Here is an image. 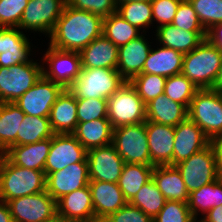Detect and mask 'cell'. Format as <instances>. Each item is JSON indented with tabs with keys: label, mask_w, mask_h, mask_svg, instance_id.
<instances>
[{
	"label": "cell",
	"mask_w": 222,
	"mask_h": 222,
	"mask_svg": "<svg viewBox=\"0 0 222 222\" xmlns=\"http://www.w3.org/2000/svg\"><path fill=\"white\" fill-rule=\"evenodd\" d=\"M103 18L66 3L50 34V46L63 51H78L102 35Z\"/></svg>",
	"instance_id": "obj_1"
},
{
	"label": "cell",
	"mask_w": 222,
	"mask_h": 222,
	"mask_svg": "<svg viewBox=\"0 0 222 222\" xmlns=\"http://www.w3.org/2000/svg\"><path fill=\"white\" fill-rule=\"evenodd\" d=\"M46 191V175L43 171L27 169L13 164L4 154L0 155V200Z\"/></svg>",
	"instance_id": "obj_2"
},
{
	"label": "cell",
	"mask_w": 222,
	"mask_h": 222,
	"mask_svg": "<svg viewBox=\"0 0 222 222\" xmlns=\"http://www.w3.org/2000/svg\"><path fill=\"white\" fill-rule=\"evenodd\" d=\"M222 51L207 39L184 54L182 74L198 89H213L221 65Z\"/></svg>",
	"instance_id": "obj_3"
},
{
	"label": "cell",
	"mask_w": 222,
	"mask_h": 222,
	"mask_svg": "<svg viewBox=\"0 0 222 222\" xmlns=\"http://www.w3.org/2000/svg\"><path fill=\"white\" fill-rule=\"evenodd\" d=\"M125 82L116 69L81 68L78 78L68 89L76 99H108Z\"/></svg>",
	"instance_id": "obj_4"
},
{
	"label": "cell",
	"mask_w": 222,
	"mask_h": 222,
	"mask_svg": "<svg viewBox=\"0 0 222 222\" xmlns=\"http://www.w3.org/2000/svg\"><path fill=\"white\" fill-rule=\"evenodd\" d=\"M188 118L210 139L222 136V96L219 90L199 89L188 107Z\"/></svg>",
	"instance_id": "obj_5"
},
{
	"label": "cell",
	"mask_w": 222,
	"mask_h": 222,
	"mask_svg": "<svg viewBox=\"0 0 222 222\" xmlns=\"http://www.w3.org/2000/svg\"><path fill=\"white\" fill-rule=\"evenodd\" d=\"M107 119L113 128L146 122V104L129 81L108 99Z\"/></svg>",
	"instance_id": "obj_6"
},
{
	"label": "cell",
	"mask_w": 222,
	"mask_h": 222,
	"mask_svg": "<svg viewBox=\"0 0 222 222\" xmlns=\"http://www.w3.org/2000/svg\"><path fill=\"white\" fill-rule=\"evenodd\" d=\"M112 145L125 163L151 165L146 122L114 128Z\"/></svg>",
	"instance_id": "obj_7"
},
{
	"label": "cell",
	"mask_w": 222,
	"mask_h": 222,
	"mask_svg": "<svg viewBox=\"0 0 222 222\" xmlns=\"http://www.w3.org/2000/svg\"><path fill=\"white\" fill-rule=\"evenodd\" d=\"M37 62H23L10 68L0 67V103L15 102L43 75Z\"/></svg>",
	"instance_id": "obj_8"
},
{
	"label": "cell",
	"mask_w": 222,
	"mask_h": 222,
	"mask_svg": "<svg viewBox=\"0 0 222 222\" xmlns=\"http://www.w3.org/2000/svg\"><path fill=\"white\" fill-rule=\"evenodd\" d=\"M175 166L180 171L189 193L212 183L220 177L216 154L211 143Z\"/></svg>",
	"instance_id": "obj_9"
},
{
	"label": "cell",
	"mask_w": 222,
	"mask_h": 222,
	"mask_svg": "<svg viewBox=\"0 0 222 222\" xmlns=\"http://www.w3.org/2000/svg\"><path fill=\"white\" fill-rule=\"evenodd\" d=\"M14 222H43L57 215L56 201L43 191L7 202Z\"/></svg>",
	"instance_id": "obj_10"
},
{
	"label": "cell",
	"mask_w": 222,
	"mask_h": 222,
	"mask_svg": "<svg viewBox=\"0 0 222 222\" xmlns=\"http://www.w3.org/2000/svg\"><path fill=\"white\" fill-rule=\"evenodd\" d=\"M63 90L64 88L60 84L42 75L35 85L13 103L16 104L25 115L49 117L53 104Z\"/></svg>",
	"instance_id": "obj_11"
},
{
	"label": "cell",
	"mask_w": 222,
	"mask_h": 222,
	"mask_svg": "<svg viewBox=\"0 0 222 222\" xmlns=\"http://www.w3.org/2000/svg\"><path fill=\"white\" fill-rule=\"evenodd\" d=\"M66 3L67 0H29L18 28L50 35Z\"/></svg>",
	"instance_id": "obj_12"
},
{
	"label": "cell",
	"mask_w": 222,
	"mask_h": 222,
	"mask_svg": "<svg viewBox=\"0 0 222 222\" xmlns=\"http://www.w3.org/2000/svg\"><path fill=\"white\" fill-rule=\"evenodd\" d=\"M43 61H48L49 64V71L43 67V76L64 89L72 85L81 71V56L78 51H63L49 45Z\"/></svg>",
	"instance_id": "obj_13"
},
{
	"label": "cell",
	"mask_w": 222,
	"mask_h": 222,
	"mask_svg": "<svg viewBox=\"0 0 222 222\" xmlns=\"http://www.w3.org/2000/svg\"><path fill=\"white\" fill-rule=\"evenodd\" d=\"M87 150L73 134H54L44 167L45 175L77 163L87 162Z\"/></svg>",
	"instance_id": "obj_14"
},
{
	"label": "cell",
	"mask_w": 222,
	"mask_h": 222,
	"mask_svg": "<svg viewBox=\"0 0 222 222\" xmlns=\"http://www.w3.org/2000/svg\"><path fill=\"white\" fill-rule=\"evenodd\" d=\"M90 181L118 183L125 164L112 144L87 150Z\"/></svg>",
	"instance_id": "obj_15"
},
{
	"label": "cell",
	"mask_w": 222,
	"mask_h": 222,
	"mask_svg": "<svg viewBox=\"0 0 222 222\" xmlns=\"http://www.w3.org/2000/svg\"><path fill=\"white\" fill-rule=\"evenodd\" d=\"M88 162H77L46 175V191L57 201L64 195L89 184Z\"/></svg>",
	"instance_id": "obj_16"
},
{
	"label": "cell",
	"mask_w": 222,
	"mask_h": 222,
	"mask_svg": "<svg viewBox=\"0 0 222 222\" xmlns=\"http://www.w3.org/2000/svg\"><path fill=\"white\" fill-rule=\"evenodd\" d=\"M173 166L211 143L203 130L188 117L174 127Z\"/></svg>",
	"instance_id": "obj_17"
},
{
	"label": "cell",
	"mask_w": 222,
	"mask_h": 222,
	"mask_svg": "<svg viewBox=\"0 0 222 222\" xmlns=\"http://www.w3.org/2000/svg\"><path fill=\"white\" fill-rule=\"evenodd\" d=\"M146 133L151 166H173L174 127L146 121Z\"/></svg>",
	"instance_id": "obj_18"
},
{
	"label": "cell",
	"mask_w": 222,
	"mask_h": 222,
	"mask_svg": "<svg viewBox=\"0 0 222 222\" xmlns=\"http://www.w3.org/2000/svg\"><path fill=\"white\" fill-rule=\"evenodd\" d=\"M94 219H107L111 214L125 206V199L117 183L89 181Z\"/></svg>",
	"instance_id": "obj_19"
},
{
	"label": "cell",
	"mask_w": 222,
	"mask_h": 222,
	"mask_svg": "<svg viewBox=\"0 0 222 222\" xmlns=\"http://www.w3.org/2000/svg\"><path fill=\"white\" fill-rule=\"evenodd\" d=\"M57 214L69 222H89L94 208L89 185L68 193L56 201Z\"/></svg>",
	"instance_id": "obj_20"
},
{
	"label": "cell",
	"mask_w": 222,
	"mask_h": 222,
	"mask_svg": "<svg viewBox=\"0 0 222 222\" xmlns=\"http://www.w3.org/2000/svg\"><path fill=\"white\" fill-rule=\"evenodd\" d=\"M18 28L0 27V67L28 62L30 42Z\"/></svg>",
	"instance_id": "obj_21"
},
{
	"label": "cell",
	"mask_w": 222,
	"mask_h": 222,
	"mask_svg": "<svg viewBox=\"0 0 222 222\" xmlns=\"http://www.w3.org/2000/svg\"><path fill=\"white\" fill-rule=\"evenodd\" d=\"M148 44L145 37L140 35L126 45L119 47L116 70L126 81H130L142 72L147 56L151 50V46Z\"/></svg>",
	"instance_id": "obj_22"
},
{
	"label": "cell",
	"mask_w": 222,
	"mask_h": 222,
	"mask_svg": "<svg viewBox=\"0 0 222 222\" xmlns=\"http://www.w3.org/2000/svg\"><path fill=\"white\" fill-rule=\"evenodd\" d=\"M49 121L54 134H73L78 124L77 100L75 96L64 89L53 104Z\"/></svg>",
	"instance_id": "obj_23"
},
{
	"label": "cell",
	"mask_w": 222,
	"mask_h": 222,
	"mask_svg": "<svg viewBox=\"0 0 222 222\" xmlns=\"http://www.w3.org/2000/svg\"><path fill=\"white\" fill-rule=\"evenodd\" d=\"M118 49L111 40L100 35L79 52L81 68L117 69Z\"/></svg>",
	"instance_id": "obj_24"
},
{
	"label": "cell",
	"mask_w": 222,
	"mask_h": 222,
	"mask_svg": "<svg viewBox=\"0 0 222 222\" xmlns=\"http://www.w3.org/2000/svg\"><path fill=\"white\" fill-rule=\"evenodd\" d=\"M52 137L36 143L11 146L4 155L15 165L44 172Z\"/></svg>",
	"instance_id": "obj_25"
},
{
	"label": "cell",
	"mask_w": 222,
	"mask_h": 222,
	"mask_svg": "<svg viewBox=\"0 0 222 222\" xmlns=\"http://www.w3.org/2000/svg\"><path fill=\"white\" fill-rule=\"evenodd\" d=\"M152 180L166 200L188 203L189 192L176 166H154Z\"/></svg>",
	"instance_id": "obj_26"
},
{
	"label": "cell",
	"mask_w": 222,
	"mask_h": 222,
	"mask_svg": "<svg viewBox=\"0 0 222 222\" xmlns=\"http://www.w3.org/2000/svg\"><path fill=\"white\" fill-rule=\"evenodd\" d=\"M188 117V109L181 103L169 99L165 94L146 104V121L177 126Z\"/></svg>",
	"instance_id": "obj_27"
},
{
	"label": "cell",
	"mask_w": 222,
	"mask_h": 222,
	"mask_svg": "<svg viewBox=\"0 0 222 222\" xmlns=\"http://www.w3.org/2000/svg\"><path fill=\"white\" fill-rule=\"evenodd\" d=\"M184 54L168 47L151 49L141 73L170 77L182 72Z\"/></svg>",
	"instance_id": "obj_28"
},
{
	"label": "cell",
	"mask_w": 222,
	"mask_h": 222,
	"mask_svg": "<svg viewBox=\"0 0 222 222\" xmlns=\"http://www.w3.org/2000/svg\"><path fill=\"white\" fill-rule=\"evenodd\" d=\"M157 39L162 46L177 50L183 54L191 52L206 39L207 32H190L172 24L157 27Z\"/></svg>",
	"instance_id": "obj_29"
},
{
	"label": "cell",
	"mask_w": 222,
	"mask_h": 222,
	"mask_svg": "<svg viewBox=\"0 0 222 222\" xmlns=\"http://www.w3.org/2000/svg\"><path fill=\"white\" fill-rule=\"evenodd\" d=\"M113 127L108 119L78 122L73 135L86 149L112 144Z\"/></svg>",
	"instance_id": "obj_30"
},
{
	"label": "cell",
	"mask_w": 222,
	"mask_h": 222,
	"mask_svg": "<svg viewBox=\"0 0 222 222\" xmlns=\"http://www.w3.org/2000/svg\"><path fill=\"white\" fill-rule=\"evenodd\" d=\"M24 112L13 102L0 103V155L11 146H17V133Z\"/></svg>",
	"instance_id": "obj_31"
},
{
	"label": "cell",
	"mask_w": 222,
	"mask_h": 222,
	"mask_svg": "<svg viewBox=\"0 0 222 222\" xmlns=\"http://www.w3.org/2000/svg\"><path fill=\"white\" fill-rule=\"evenodd\" d=\"M153 169L151 165L124 164L117 184L128 202L152 179Z\"/></svg>",
	"instance_id": "obj_32"
},
{
	"label": "cell",
	"mask_w": 222,
	"mask_h": 222,
	"mask_svg": "<svg viewBox=\"0 0 222 222\" xmlns=\"http://www.w3.org/2000/svg\"><path fill=\"white\" fill-rule=\"evenodd\" d=\"M222 205V177L212 183L189 193L188 207L193 217L197 220L198 211L203 214L213 207Z\"/></svg>",
	"instance_id": "obj_33"
},
{
	"label": "cell",
	"mask_w": 222,
	"mask_h": 222,
	"mask_svg": "<svg viewBox=\"0 0 222 222\" xmlns=\"http://www.w3.org/2000/svg\"><path fill=\"white\" fill-rule=\"evenodd\" d=\"M139 33L137 27L123 19L117 12L103 19L102 34L118 47L138 38Z\"/></svg>",
	"instance_id": "obj_34"
},
{
	"label": "cell",
	"mask_w": 222,
	"mask_h": 222,
	"mask_svg": "<svg viewBox=\"0 0 222 222\" xmlns=\"http://www.w3.org/2000/svg\"><path fill=\"white\" fill-rule=\"evenodd\" d=\"M49 117L25 115L17 133V146L53 137Z\"/></svg>",
	"instance_id": "obj_35"
},
{
	"label": "cell",
	"mask_w": 222,
	"mask_h": 222,
	"mask_svg": "<svg viewBox=\"0 0 222 222\" xmlns=\"http://www.w3.org/2000/svg\"><path fill=\"white\" fill-rule=\"evenodd\" d=\"M166 198L151 179L143 185L137 194L128 202L132 206L138 207L146 215L155 218L164 207Z\"/></svg>",
	"instance_id": "obj_36"
},
{
	"label": "cell",
	"mask_w": 222,
	"mask_h": 222,
	"mask_svg": "<svg viewBox=\"0 0 222 222\" xmlns=\"http://www.w3.org/2000/svg\"><path fill=\"white\" fill-rule=\"evenodd\" d=\"M117 13L138 29L152 24L151 2H123L117 4Z\"/></svg>",
	"instance_id": "obj_37"
},
{
	"label": "cell",
	"mask_w": 222,
	"mask_h": 222,
	"mask_svg": "<svg viewBox=\"0 0 222 222\" xmlns=\"http://www.w3.org/2000/svg\"><path fill=\"white\" fill-rule=\"evenodd\" d=\"M182 73L167 77L164 94L171 100L183 104L187 109L198 91Z\"/></svg>",
	"instance_id": "obj_38"
},
{
	"label": "cell",
	"mask_w": 222,
	"mask_h": 222,
	"mask_svg": "<svg viewBox=\"0 0 222 222\" xmlns=\"http://www.w3.org/2000/svg\"><path fill=\"white\" fill-rule=\"evenodd\" d=\"M166 80L167 78L162 75L140 73L129 82L143 102L147 104L152 99L164 94Z\"/></svg>",
	"instance_id": "obj_39"
},
{
	"label": "cell",
	"mask_w": 222,
	"mask_h": 222,
	"mask_svg": "<svg viewBox=\"0 0 222 222\" xmlns=\"http://www.w3.org/2000/svg\"><path fill=\"white\" fill-rule=\"evenodd\" d=\"M207 31L222 22V0H188Z\"/></svg>",
	"instance_id": "obj_40"
},
{
	"label": "cell",
	"mask_w": 222,
	"mask_h": 222,
	"mask_svg": "<svg viewBox=\"0 0 222 222\" xmlns=\"http://www.w3.org/2000/svg\"><path fill=\"white\" fill-rule=\"evenodd\" d=\"M76 100L78 122L107 119V99L85 98Z\"/></svg>",
	"instance_id": "obj_41"
},
{
	"label": "cell",
	"mask_w": 222,
	"mask_h": 222,
	"mask_svg": "<svg viewBox=\"0 0 222 222\" xmlns=\"http://www.w3.org/2000/svg\"><path fill=\"white\" fill-rule=\"evenodd\" d=\"M193 217L188 203L180 201L165 202L164 207L160 210L153 222H196Z\"/></svg>",
	"instance_id": "obj_42"
},
{
	"label": "cell",
	"mask_w": 222,
	"mask_h": 222,
	"mask_svg": "<svg viewBox=\"0 0 222 222\" xmlns=\"http://www.w3.org/2000/svg\"><path fill=\"white\" fill-rule=\"evenodd\" d=\"M173 26L190 32H207L188 0H182L174 16Z\"/></svg>",
	"instance_id": "obj_43"
},
{
	"label": "cell",
	"mask_w": 222,
	"mask_h": 222,
	"mask_svg": "<svg viewBox=\"0 0 222 222\" xmlns=\"http://www.w3.org/2000/svg\"><path fill=\"white\" fill-rule=\"evenodd\" d=\"M29 0H0V27L18 28Z\"/></svg>",
	"instance_id": "obj_44"
},
{
	"label": "cell",
	"mask_w": 222,
	"mask_h": 222,
	"mask_svg": "<svg viewBox=\"0 0 222 222\" xmlns=\"http://www.w3.org/2000/svg\"><path fill=\"white\" fill-rule=\"evenodd\" d=\"M67 3L73 8L88 11L103 19L117 12L115 0H67Z\"/></svg>",
	"instance_id": "obj_45"
},
{
	"label": "cell",
	"mask_w": 222,
	"mask_h": 222,
	"mask_svg": "<svg viewBox=\"0 0 222 222\" xmlns=\"http://www.w3.org/2000/svg\"><path fill=\"white\" fill-rule=\"evenodd\" d=\"M182 0H152V14L153 20L158 21L161 27L163 25H169L173 22L176 11Z\"/></svg>",
	"instance_id": "obj_46"
},
{
	"label": "cell",
	"mask_w": 222,
	"mask_h": 222,
	"mask_svg": "<svg viewBox=\"0 0 222 222\" xmlns=\"http://www.w3.org/2000/svg\"><path fill=\"white\" fill-rule=\"evenodd\" d=\"M106 220L108 222H153V218L129 203L111 214Z\"/></svg>",
	"instance_id": "obj_47"
},
{
	"label": "cell",
	"mask_w": 222,
	"mask_h": 222,
	"mask_svg": "<svg viewBox=\"0 0 222 222\" xmlns=\"http://www.w3.org/2000/svg\"><path fill=\"white\" fill-rule=\"evenodd\" d=\"M206 39L222 51V22L213 25L207 30Z\"/></svg>",
	"instance_id": "obj_48"
},
{
	"label": "cell",
	"mask_w": 222,
	"mask_h": 222,
	"mask_svg": "<svg viewBox=\"0 0 222 222\" xmlns=\"http://www.w3.org/2000/svg\"><path fill=\"white\" fill-rule=\"evenodd\" d=\"M211 144L216 154L218 173L222 177V136L212 139Z\"/></svg>",
	"instance_id": "obj_49"
},
{
	"label": "cell",
	"mask_w": 222,
	"mask_h": 222,
	"mask_svg": "<svg viewBox=\"0 0 222 222\" xmlns=\"http://www.w3.org/2000/svg\"><path fill=\"white\" fill-rule=\"evenodd\" d=\"M200 222H222V205L210 209Z\"/></svg>",
	"instance_id": "obj_50"
},
{
	"label": "cell",
	"mask_w": 222,
	"mask_h": 222,
	"mask_svg": "<svg viewBox=\"0 0 222 222\" xmlns=\"http://www.w3.org/2000/svg\"><path fill=\"white\" fill-rule=\"evenodd\" d=\"M0 222H14L6 202L0 201Z\"/></svg>",
	"instance_id": "obj_51"
},
{
	"label": "cell",
	"mask_w": 222,
	"mask_h": 222,
	"mask_svg": "<svg viewBox=\"0 0 222 222\" xmlns=\"http://www.w3.org/2000/svg\"><path fill=\"white\" fill-rule=\"evenodd\" d=\"M213 89L222 91V59H221V65H220V68H219V73H218V76L216 78Z\"/></svg>",
	"instance_id": "obj_52"
},
{
	"label": "cell",
	"mask_w": 222,
	"mask_h": 222,
	"mask_svg": "<svg viewBox=\"0 0 222 222\" xmlns=\"http://www.w3.org/2000/svg\"><path fill=\"white\" fill-rule=\"evenodd\" d=\"M43 222H69V221H66L63 217L57 214L53 218L43 221Z\"/></svg>",
	"instance_id": "obj_53"
},
{
	"label": "cell",
	"mask_w": 222,
	"mask_h": 222,
	"mask_svg": "<svg viewBox=\"0 0 222 222\" xmlns=\"http://www.w3.org/2000/svg\"><path fill=\"white\" fill-rule=\"evenodd\" d=\"M116 3H123V2H131V1H136V2H151L152 0H115Z\"/></svg>",
	"instance_id": "obj_54"
},
{
	"label": "cell",
	"mask_w": 222,
	"mask_h": 222,
	"mask_svg": "<svg viewBox=\"0 0 222 222\" xmlns=\"http://www.w3.org/2000/svg\"><path fill=\"white\" fill-rule=\"evenodd\" d=\"M89 222H108L106 219H92L91 221Z\"/></svg>",
	"instance_id": "obj_55"
}]
</instances>
